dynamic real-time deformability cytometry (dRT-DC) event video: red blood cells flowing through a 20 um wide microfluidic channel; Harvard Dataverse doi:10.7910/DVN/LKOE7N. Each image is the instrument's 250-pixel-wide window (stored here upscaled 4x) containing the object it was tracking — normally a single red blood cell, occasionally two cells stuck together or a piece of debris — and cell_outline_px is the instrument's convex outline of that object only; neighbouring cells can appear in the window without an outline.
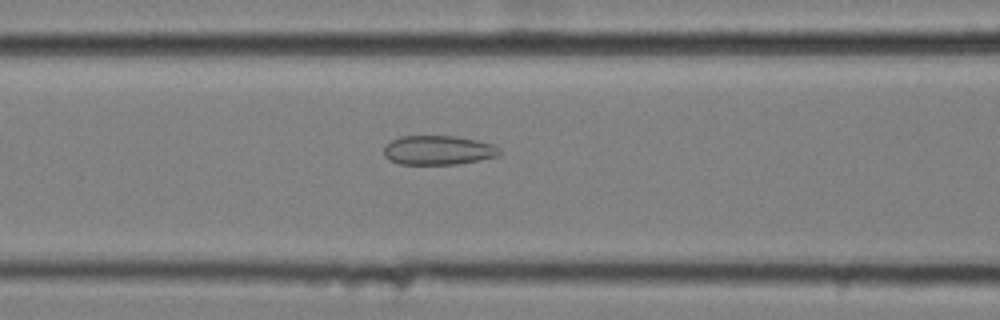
{"species": "common noctule bat (a hibernating species)", "species_latin": "Nyctalus noctula", "temperature_condition": "cold", "stored_images_in_passage": 57, "camera_frame_rate_fps": 3000, "um_per_image_px": 0.085, "animal": {"sex": "female", "body_mass_g": 25.1}, "frame": {"image": 1, "passage_image": 24, "time_ms": 7.667, "image_size_px": [1000, 320], "cell_outline_px": [[500, 152], [496, 156], [456, 164], [400, 164], [388, 160], [384, 156], [384, 148], [392, 140], [400, 136], [456, 136], [476, 140], [492, 144]], "centroid_in_image_um": [37.18, 12.76], "position_along_channel_um": 129.4, "area_um2": 19.42}}
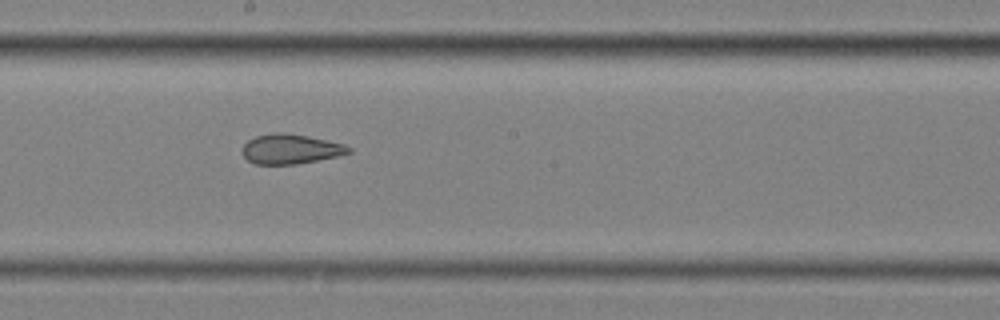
{"frame": {"image": 2, "passage_image": 32, "time_ms": 10.333, "image_size_px": [1000, 320], "cell_outline_px": [[352, 152], [336, 156], [296, 164], [256, 164], [248, 160], [240, 152], [244, 144], [248, 140], [256, 136], [272, 132], [280, 132], [308, 136], [344, 144], [352, 148]], "centroid_in_image_um": [24.67, 12.66], "position_along_channel_um": 223.5, "area_um2": 18.38}}
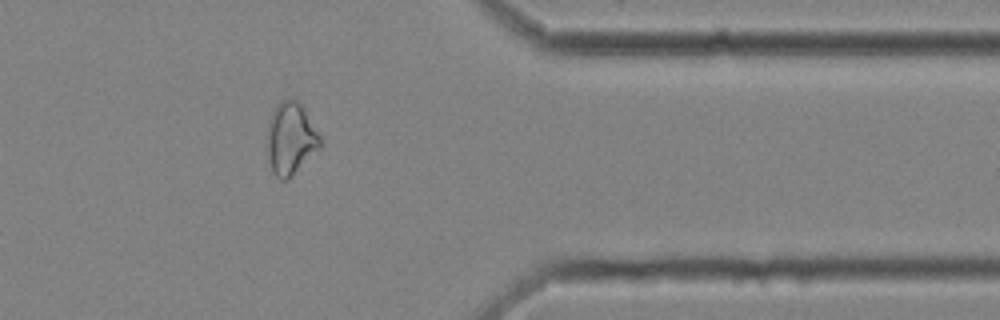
{"frame": {"image": 3, "passage_image": 47, "time_ms": 15.333, "image_size_px": [1000, 320], "cell_outline_px": [[320, 148], [288, 180], [280, 180], [272, 172], [268, 156], [268, 124], [272, 112], [276, 104], [284, 100], [296, 100], [304, 108], [320, 136]], "centroid_in_image_um": [24.71, 11.81], "position_along_channel_um": 386.7, "area_um2": 22.02}, "authors_computed_cell_mechanics": {"area_um2": 23.2356, "velocity_mm_per_s": 3.5388, "shape_relaxation_time_tau1_ms": null, "shape_relaxation_time_tau2_ms": 1.9367, "deformation_change_tau1": null, "deformation_change_tau2": 0.0907}}